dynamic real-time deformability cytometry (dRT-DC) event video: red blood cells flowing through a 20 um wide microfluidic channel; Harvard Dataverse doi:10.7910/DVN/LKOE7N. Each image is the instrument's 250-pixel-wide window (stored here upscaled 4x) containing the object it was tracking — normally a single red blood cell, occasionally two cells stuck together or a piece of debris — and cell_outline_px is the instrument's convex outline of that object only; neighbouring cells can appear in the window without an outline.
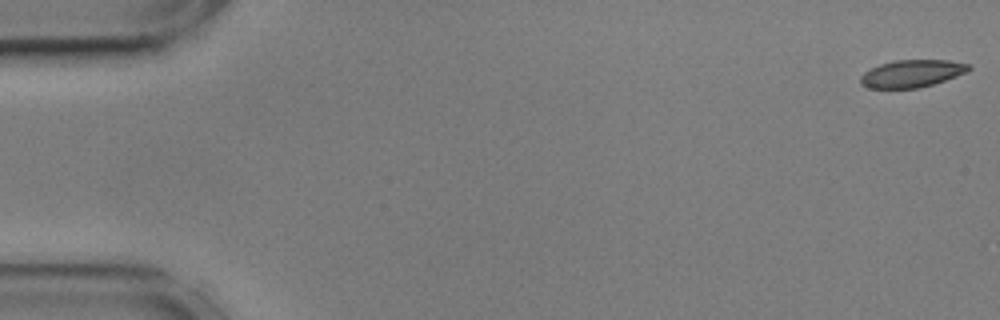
{"species": "common noctule bat (a hibernating species)", "species_latin": "Nyctalus noctula", "temperature_condition": "cold", "stored_images_in_passage": 19, "camera_frame_rate_fps": 3000, "um_per_image_px": 0.085, "animal": {"sex": "male", "body_mass_g": 17.9, "forearm_length_mm": 54.2}, "frame": {"image": 1, "passage_image": 1, "time_ms": 0.0, "image_size_px": [1000, 320], "cell_outline_px": [[972, 68], [956, 76], [920, 88], [868, 88], [860, 84], [860, 76], [864, 72], [880, 64], [892, 60], [948, 60], [968, 64]], "centroid_in_image_um": [77.46, 6.25], "position_along_channel_um": 7.5, "area_um2": 17.17}}
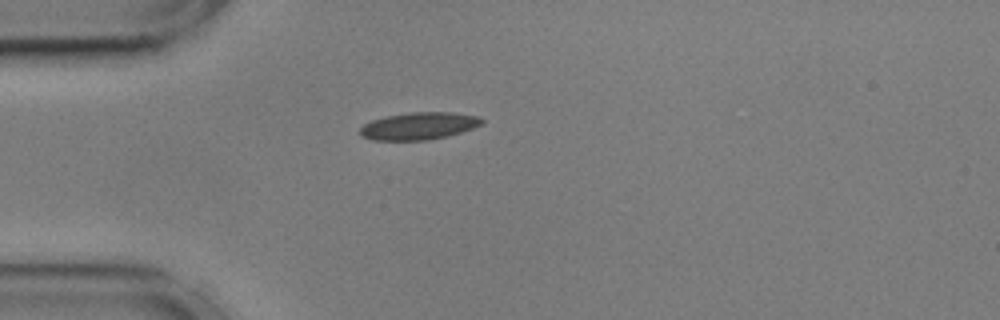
{"frame": {"image": 2, "passage_image": 15, "time_ms": 4.667, "image_size_px": [1000, 320], "cell_outline_px": [[484, 120], [480, 124], [472, 128], [448, 136], [428, 140], [372, 140], [360, 136], [360, 128], [364, 124], [372, 120], [388, 116], [412, 112], [452, 112], [476, 116]], "centroid_in_image_um": [35.57, 10.71], "position_along_channel_um": 49.4, "area_um2": 19.19}}